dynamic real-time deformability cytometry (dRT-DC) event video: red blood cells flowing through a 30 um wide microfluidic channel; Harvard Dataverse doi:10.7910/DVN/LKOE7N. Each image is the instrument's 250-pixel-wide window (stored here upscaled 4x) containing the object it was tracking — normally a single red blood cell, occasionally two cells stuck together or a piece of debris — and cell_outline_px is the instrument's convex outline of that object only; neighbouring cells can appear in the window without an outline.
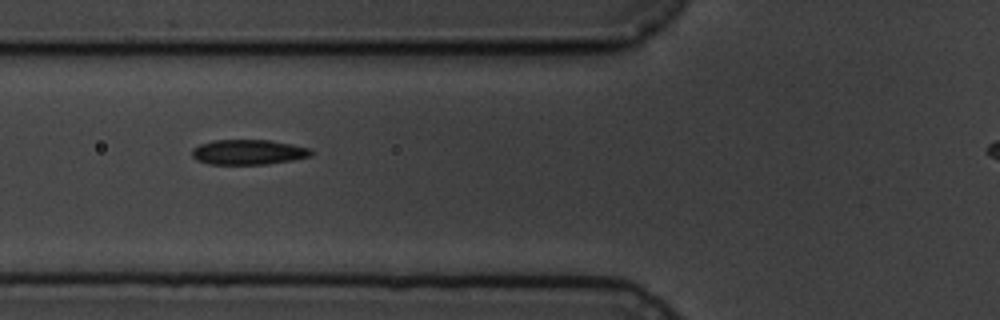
{"species": "common noctule bat (a hibernating species)", "species_latin": "Nyctalus noctula", "temperature_condition": "cold", "stored_images_in_passage": 5, "camera_frame_rate_fps": 3000, "um_per_image_px": 0.085, "animal": {"sex": "male", "body_mass_g": 19.5, "forearm_length_mm": 54.6}, "frame": {"image": 1, "passage_image": 3, "time_ms": 2.333, "image_size_px": [1000, 320], "cell_outline_px": [[316, 152], [312, 156], [292, 160], [268, 164], [208, 164], [196, 160], [192, 156], [192, 148], [200, 144], [212, 140], [268, 140], [292, 144], [312, 148]], "centroid_in_image_um": [21.15, 12.93], "position_along_channel_um": 104.7, "area_um2": 17.63}}
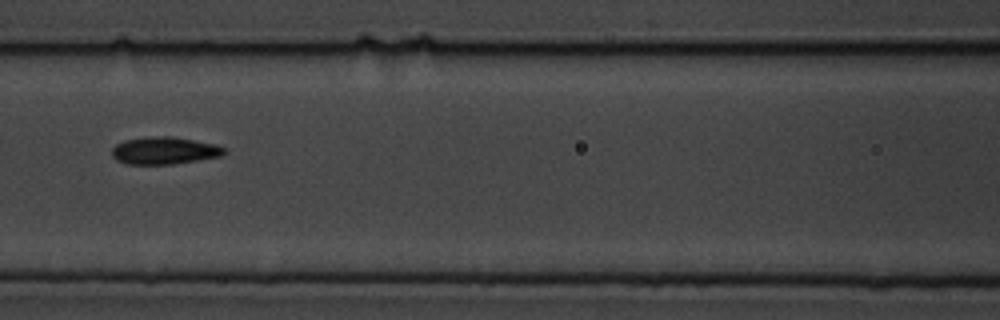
{"frame": {"image": 2, "passage_image": 4, "time_ms": 3.667, "image_size_px": [1000, 320], "cell_outline_px": [[228, 152], [220, 156], [172, 164], [128, 164], [116, 160], [112, 156], [112, 148], [116, 144], [124, 140], [156, 136], [168, 136], [216, 144], [228, 148]], "centroid_in_image_um": [13.99, 12.8], "position_along_channel_um": 152.6, "area_um2": 17.8}}
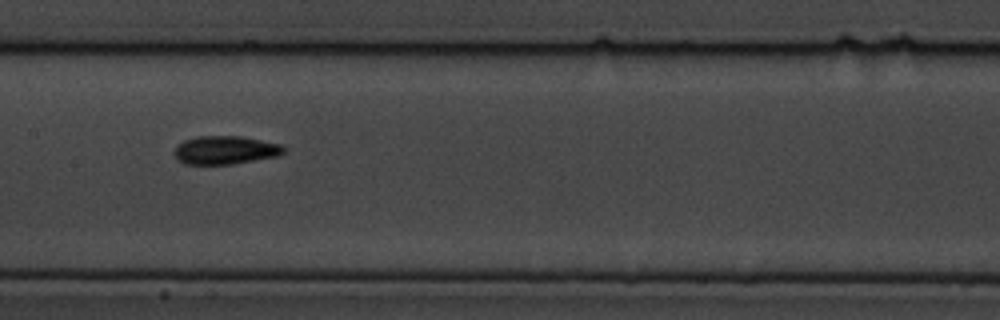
{"frame": {"image": 3, "passage_image": 5, "time_ms": 4.667, "image_size_px": [1000, 320], "cell_outline_px": [[284, 152], [276, 156], [232, 164], [184, 164], [176, 160], [172, 152], [184, 140], [196, 136], [240, 136], [280, 144], [284, 148]], "centroid_in_image_um": [19.08, 12.76], "position_along_channel_um": 188.3, "area_um2": 17.98}}